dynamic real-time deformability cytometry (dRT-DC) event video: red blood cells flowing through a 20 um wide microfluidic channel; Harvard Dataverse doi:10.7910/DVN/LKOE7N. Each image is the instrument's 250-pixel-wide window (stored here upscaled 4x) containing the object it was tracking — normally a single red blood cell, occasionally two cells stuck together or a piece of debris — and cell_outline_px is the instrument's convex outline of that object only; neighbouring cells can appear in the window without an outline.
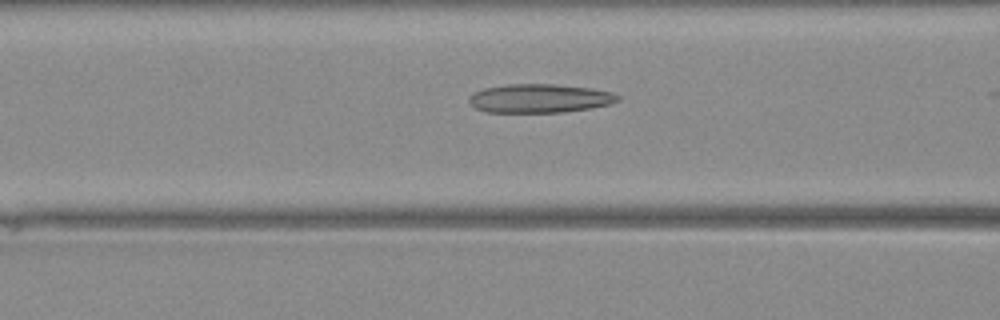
{"species": "Egyptian fruit bat (a non-hibernating species)", "species_latin": "Rousettus aegyptiacus", "temperature_condition": "warm", "stored_images_in_passage": 37, "camera_frame_rate_fps": 3000, "um_per_image_px": 0.085, "animal": {"sex": "female"}, "frame": {"image": 1, "passage_image": 16, "time_ms": 5.0, "image_size_px": [1000, 320], "cell_outline_px": [[620, 100], [608, 104], [592, 108], [564, 112], [488, 112], [476, 108], [468, 104], [468, 96], [484, 88], [504, 84], [556, 84], [592, 88], [612, 92], [620, 96]], "centroid_in_image_um": [45.86, 8.36], "position_along_channel_um": 120.7, "area_um2": 25.09}}
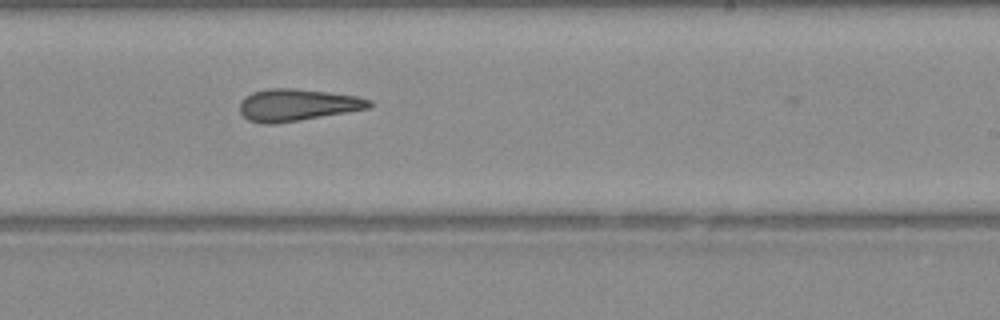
{"frame": {"image": 2, "passage_image": 25, "time_ms": 8.0, "image_size_px": [1000, 320], "cell_outline_px": [[372, 104], [368, 108], [300, 120], [272, 124], [264, 124], [248, 120], [240, 112], [240, 104], [252, 92], [268, 88], [292, 88], [328, 92], [356, 96], [372, 100]], "centroid_in_image_um": [25.26, 8.92], "position_along_channel_um": 263.7, "area_um2": 23.81}}
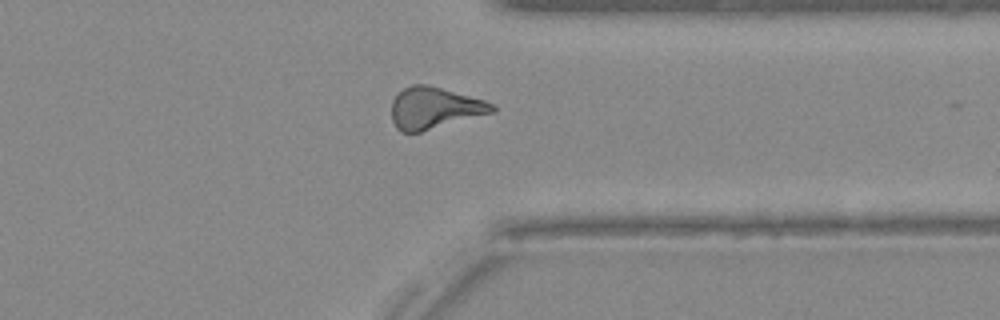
{"frame": {"image": 3, "passage_image": 32, "time_ms": 10.333, "image_size_px": [1000, 320], "cell_outline_px": [[496, 112], [420, 132], [400, 132], [396, 128], [392, 120], [392, 100], [404, 88], [412, 84], [428, 84], [484, 100], [492, 104], [496, 108]], "centroid_in_image_um": [36.93, 9.19], "position_along_channel_um": 374.5, "area_um2": 24.39}}